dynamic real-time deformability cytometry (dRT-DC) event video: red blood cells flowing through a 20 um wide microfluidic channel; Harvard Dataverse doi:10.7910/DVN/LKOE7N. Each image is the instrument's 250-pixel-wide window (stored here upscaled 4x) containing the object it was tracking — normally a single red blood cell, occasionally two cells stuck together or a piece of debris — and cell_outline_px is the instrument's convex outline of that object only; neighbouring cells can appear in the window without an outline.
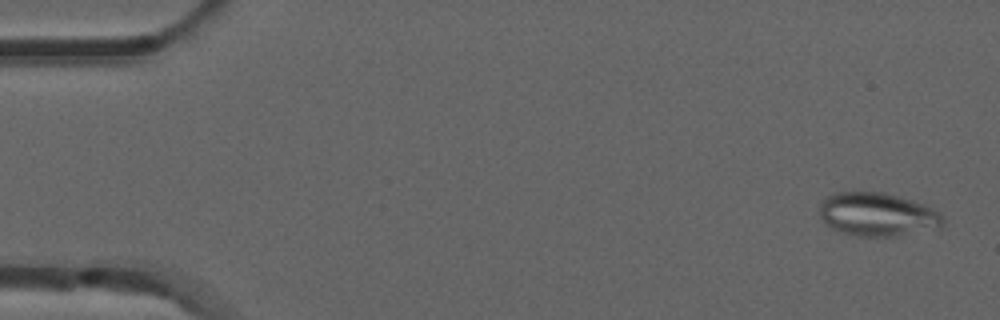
{"species": "common noctule bat (a hibernating species)", "species_latin": "Nyctalus noctula", "temperature_condition": "room temperature", "stored_images_in_passage": 47, "camera_frame_rate_fps": 3000, "um_per_image_px": 0.085, "animal": {"sex": "male", "forearm_length_mm": 52.5}, "frame": {"image": 1, "passage_image": 2, "time_ms": 0.333, "image_size_px": [1000, 320], "cell_outline_px": [[944, 224], [940, 228], [892, 236], [856, 236], [840, 232], [832, 228], [820, 216], [820, 200], [824, 196], [836, 192], [884, 192], [900, 196], [924, 204], [940, 212], [944, 216]], "centroid_in_image_um": [74.59, 18.21], "position_along_channel_um": 10.4, "area_um2": 31.5}}
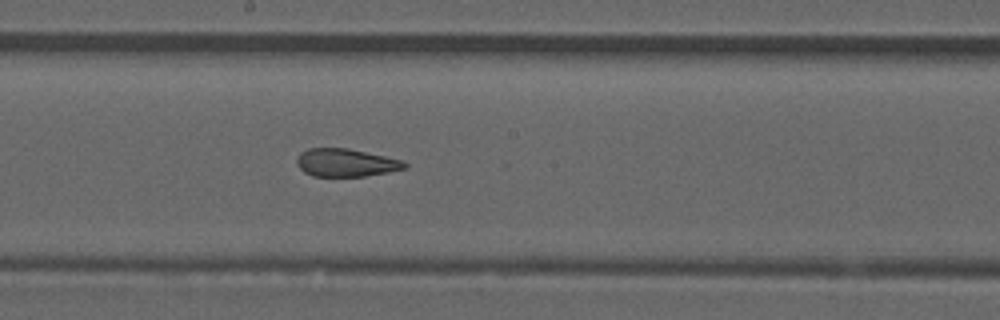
{"frame": {"image": 2, "passage_image": 28, "time_ms": 9.0, "image_size_px": [1000, 320], "cell_outline_px": [[408, 168], [388, 172], [364, 176], [312, 176], [304, 172], [296, 164], [296, 160], [300, 152], [308, 148], [348, 148], [404, 160], [408, 164]], "centroid_in_image_um": [29.41, 13.82], "position_along_channel_um": 218.8, "area_um2": 17.69}}
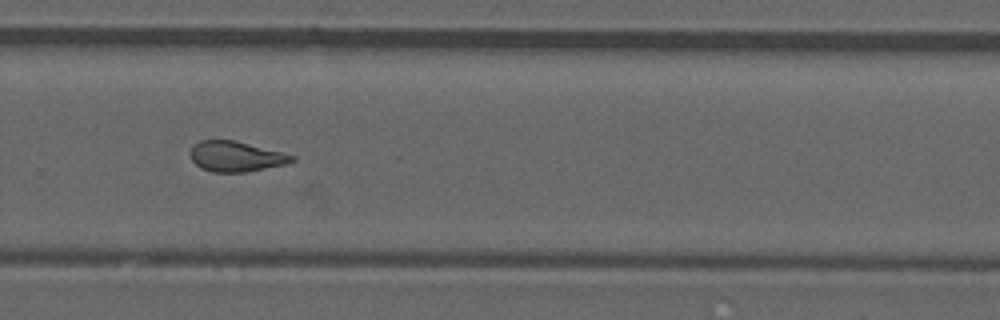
{"frame": {"image": 3, "passage_image": 35, "time_ms": 11.333, "image_size_px": [1000, 320], "cell_outline_px": [[296, 160], [288, 164], [244, 172], [212, 172], [200, 168], [192, 160], [192, 148], [200, 140], [232, 140], [296, 156]], "centroid_in_image_um": [20.08, 13.31], "position_along_channel_um": 309.7, "area_um2": 17.63}}